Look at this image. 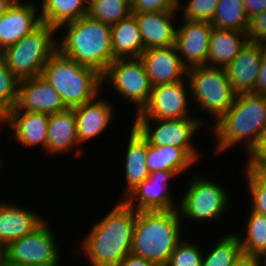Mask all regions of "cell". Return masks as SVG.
<instances>
[{
	"label": "cell",
	"mask_w": 266,
	"mask_h": 266,
	"mask_svg": "<svg viewBox=\"0 0 266 266\" xmlns=\"http://www.w3.org/2000/svg\"><path fill=\"white\" fill-rule=\"evenodd\" d=\"M215 152H224L244 143L246 153L266 131V96L254 93L236 95L232 106L212 125ZM245 140V141H244Z\"/></svg>",
	"instance_id": "3957f363"
},
{
	"label": "cell",
	"mask_w": 266,
	"mask_h": 266,
	"mask_svg": "<svg viewBox=\"0 0 266 266\" xmlns=\"http://www.w3.org/2000/svg\"><path fill=\"white\" fill-rule=\"evenodd\" d=\"M192 178L184 196L182 195V199L179 200L177 210L180 218H188V220L191 218L204 223L221 220L230 201L227 192L209 178H202L196 174Z\"/></svg>",
	"instance_id": "ba28073f"
},
{
	"label": "cell",
	"mask_w": 266,
	"mask_h": 266,
	"mask_svg": "<svg viewBox=\"0 0 266 266\" xmlns=\"http://www.w3.org/2000/svg\"><path fill=\"white\" fill-rule=\"evenodd\" d=\"M19 79L9 70L0 57V115L15 107L18 97Z\"/></svg>",
	"instance_id": "d6a6232c"
},
{
	"label": "cell",
	"mask_w": 266,
	"mask_h": 266,
	"mask_svg": "<svg viewBox=\"0 0 266 266\" xmlns=\"http://www.w3.org/2000/svg\"><path fill=\"white\" fill-rule=\"evenodd\" d=\"M118 266H156L154 263L147 261L146 259L129 253Z\"/></svg>",
	"instance_id": "b9f144b4"
},
{
	"label": "cell",
	"mask_w": 266,
	"mask_h": 266,
	"mask_svg": "<svg viewBox=\"0 0 266 266\" xmlns=\"http://www.w3.org/2000/svg\"><path fill=\"white\" fill-rule=\"evenodd\" d=\"M111 46L114 59L140 57L143 42L133 14L111 26Z\"/></svg>",
	"instance_id": "4316f807"
},
{
	"label": "cell",
	"mask_w": 266,
	"mask_h": 266,
	"mask_svg": "<svg viewBox=\"0 0 266 266\" xmlns=\"http://www.w3.org/2000/svg\"><path fill=\"white\" fill-rule=\"evenodd\" d=\"M248 170L263 186H266V165H247Z\"/></svg>",
	"instance_id": "7bdbcfd3"
},
{
	"label": "cell",
	"mask_w": 266,
	"mask_h": 266,
	"mask_svg": "<svg viewBox=\"0 0 266 266\" xmlns=\"http://www.w3.org/2000/svg\"><path fill=\"white\" fill-rule=\"evenodd\" d=\"M260 259H262L261 261V265L266 266V252L260 257Z\"/></svg>",
	"instance_id": "7dc6e473"
},
{
	"label": "cell",
	"mask_w": 266,
	"mask_h": 266,
	"mask_svg": "<svg viewBox=\"0 0 266 266\" xmlns=\"http://www.w3.org/2000/svg\"><path fill=\"white\" fill-rule=\"evenodd\" d=\"M246 234H238L243 254L261 257L266 252V216L250 208ZM243 238V239H242Z\"/></svg>",
	"instance_id": "f546056e"
},
{
	"label": "cell",
	"mask_w": 266,
	"mask_h": 266,
	"mask_svg": "<svg viewBox=\"0 0 266 266\" xmlns=\"http://www.w3.org/2000/svg\"><path fill=\"white\" fill-rule=\"evenodd\" d=\"M248 156V163L246 165H266V131L249 151Z\"/></svg>",
	"instance_id": "f35d334b"
},
{
	"label": "cell",
	"mask_w": 266,
	"mask_h": 266,
	"mask_svg": "<svg viewBox=\"0 0 266 266\" xmlns=\"http://www.w3.org/2000/svg\"><path fill=\"white\" fill-rule=\"evenodd\" d=\"M101 219L83 237L80 250L92 266H118L131 253L137 211L120 200Z\"/></svg>",
	"instance_id": "6da1fadb"
},
{
	"label": "cell",
	"mask_w": 266,
	"mask_h": 266,
	"mask_svg": "<svg viewBox=\"0 0 266 266\" xmlns=\"http://www.w3.org/2000/svg\"><path fill=\"white\" fill-rule=\"evenodd\" d=\"M0 124H2V116L0 115Z\"/></svg>",
	"instance_id": "f907efd6"
},
{
	"label": "cell",
	"mask_w": 266,
	"mask_h": 266,
	"mask_svg": "<svg viewBox=\"0 0 266 266\" xmlns=\"http://www.w3.org/2000/svg\"><path fill=\"white\" fill-rule=\"evenodd\" d=\"M41 22L57 28L63 23L78 20L88 12L85 0H42Z\"/></svg>",
	"instance_id": "83f0119b"
},
{
	"label": "cell",
	"mask_w": 266,
	"mask_h": 266,
	"mask_svg": "<svg viewBox=\"0 0 266 266\" xmlns=\"http://www.w3.org/2000/svg\"><path fill=\"white\" fill-rule=\"evenodd\" d=\"M126 146L124 173L127 187L124 190L125 194L121 200L149 176L146 166L147 140L133 125Z\"/></svg>",
	"instance_id": "d4e9b609"
},
{
	"label": "cell",
	"mask_w": 266,
	"mask_h": 266,
	"mask_svg": "<svg viewBox=\"0 0 266 266\" xmlns=\"http://www.w3.org/2000/svg\"><path fill=\"white\" fill-rule=\"evenodd\" d=\"M4 47L3 45L1 44V41H0V57L4 54Z\"/></svg>",
	"instance_id": "c3c4849f"
},
{
	"label": "cell",
	"mask_w": 266,
	"mask_h": 266,
	"mask_svg": "<svg viewBox=\"0 0 266 266\" xmlns=\"http://www.w3.org/2000/svg\"><path fill=\"white\" fill-rule=\"evenodd\" d=\"M61 28L66 33L64 32L65 35L60 38L61 41L56 40V51L59 54L78 64L92 67L101 74L115 60L110 25L86 14L78 20L59 25L56 31Z\"/></svg>",
	"instance_id": "7a4b0ae2"
},
{
	"label": "cell",
	"mask_w": 266,
	"mask_h": 266,
	"mask_svg": "<svg viewBox=\"0 0 266 266\" xmlns=\"http://www.w3.org/2000/svg\"><path fill=\"white\" fill-rule=\"evenodd\" d=\"M252 93L266 96V49L260 64V69L255 83V88L252 91Z\"/></svg>",
	"instance_id": "ab89813d"
},
{
	"label": "cell",
	"mask_w": 266,
	"mask_h": 266,
	"mask_svg": "<svg viewBox=\"0 0 266 266\" xmlns=\"http://www.w3.org/2000/svg\"><path fill=\"white\" fill-rule=\"evenodd\" d=\"M196 150L199 149L152 145L147 141V170L149 174L164 170L177 172L180 175L198 161L200 155Z\"/></svg>",
	"instance_id": "603a6c76"
},
{
	"label": "cell",
	"mask_w": 266,
	"mask_h": 266,
	"mask_svg": "<svg viewBox=\"0 0 266 266\" xmlns=\"http://www.w3.org/2000/svg\"><path fill=\"white\" fill-rule=\"evenodd\" d=\"M77 121L74 109L49 114L46 152L64 154L78 146Z\"/></svg>",
	"instance_id": "cb8c5ba5"
},
{
	"label": "cell",
	"mask_w": 266,
	"mask_h": 266,
	"mask_svg": "<svg viewBox=\"0 0 266 266\" xmlns=\"http://www.w3.org/2000/svg\"><path fill=\"white\" fill-rule=\"evenodd\" d=\"M244 174L251 197L250 207L266 216V186H263L248 170H245Z\"/></svg>",
	"instance_id": "d590c367"
},
{
	"label": "cell",
	"mask_w": 266,
	"mask_h": 266,
	"mask_svg": "<svg viewBox=\"0 0 266 266\" xmlns=\"http://www.w3.org/2000/svg\"><path fill=\"white\" fill-rule=\"evenodd\" d=\"M184 82H187L186 86ZM186 90L191 92L187 78L171 84L152 86L147 105L140 113L136 114L135 119L169 120L191 117L189 110L191 106H189L190 101H188L191 96Z\"/></svg>",
	"instance_id": "7c38bea8"
},
{
	"label": "cell",
	"mask_w": 266,
	"mask_h": 266,
	"mask_svg": "<svg viewBox=\"0 0 266 266\" xmlns=\"http://www.w3.org/2000/svg\"><path fill=\"white\" fill-rule=\"evenodd\" d=\"M210 24L216 29L247 32L249 19L244 0H219Z\"/></svg>",
	"instance_id": "f1b7e54d"
},
{
	"label": "cell",
	"mask_w": 266,
	"mask_h": 266,
	"mask_svg": "<svg viewBox=\"0 0 266 266\" xmlns=\"http://www.w3.org/2000/svg\"><path fill=\"white\" fill-rule=\"evenodd\" d=\"M244 7L247 18L250 19L266 9V0H244Z\"/></svg>",
	"instance_id": "60d3db41"
},
{
	"label": "cell",
	"mask_w": 266,
	"mask_h": 266,
	"mask_svg": "<svg viewBox=\"0 0 266 266\" xmlns=\"http://www.w3.org/2000/svg\"><path fill=\"white\" fill-rule=\"evenodd\" d=\"M248 41L245 32L213 27L209 40L207 66L225 69Z\"/></svg>",
	"instance_id": "484cf974"
},
{
	"label": "cell",
	"mask_w": 266,
	"mask_h": 266,
	"mask_svg": "<svg viewBox=\"0 0 266 266\" xmlns=\"http://www.w3.org/2000/svg\"><path fill=\"white\" fill-rule=\"evenodd\" d=\"M93 0H85L87 4H90Z\"/></svg>",
	"instance_id": "681fc988"
},
{
	"label": "cell",
	"mask_w": 266,
	"mask_h": 266,
	"mask_svg": "<svg viewBox=\"0 0 266 266\" xmlns=\"http://www.w3.org/2000/svg\"><path fill=\"white\" fill-rule=\"evenodd\" d=\"M191 100L216 122L234 103L233 91L224 68L197 66L187 70Z\"/></svg>",
	"instance_id": "52a82bcc"
},
{
	"label": "cell",
	"mask_w": 266,
	"mask_h": 266,
	"mask_svg": "<svg viewBox=\"0 0 266 266\" xmlns=\"http://www.w3.org/2000/svg\"><path fill=\"white\" fill-rule=\"evenodd\" d=\"M219 0H188L186 5L180 4L183 18L191 21L211 22Z\"/></svg>",
	"instance_id": "e575fe53"
},
{
	"label": "cell",
	"mask_w": 266,
	"mask_h": 266,
	"mask_svg": "<svg viewBox=\"0 0 266 266\" xmlns=\"http://www.w3.org/2000/svg\"><path fill=\"white\" fill-rule=\"evenodd\" d=\"M16 0H0V17L5 14Z\"/></svg>",
	"instance_id": "f6af8a7d"
},
{
	"label": "cell",
	"mask_w": 266,
	"mask_h": 266,
	"mask_svg": "<svg viewBox=\"0 0 266 266\" xmlns=\"http://www.w3.org/2000/svg\"><path fill=\"white\" fill-rule=\"evenodd\" d=\"M179 174L173 171H155L132 190L123 201L136 211H157L177 209L173 202L171 191H168V181Z\"/></svg>",
	"instance_id": "4fadbf2b"
},
{
	"label": "cell",
	"mask_w": 266,
	"mask_h": 266,
	"mask_svg": "<svg viewBox=\"0 0 266 266\" xmlns=\"http://www.w3.org/2000/svg\"><path fill=\"white\" fill-rule=\"evenodd\" d=\"M182 22L176 28L175 46L183 65L187 69L207 65L213 26L207 21L183 19Z\"/></svg>",
	"instance_id": "5bb4252c"
},
{
	"label": "cell",
	"mask_w": 266,
	"mask_h": 266,
	"mask_svg": "<svg viewBox=\"0 0 266 266\" xmlns=\"http://www.w3.org/2000/svg\"><path fill=\"white\" fill-rule=\"evenodd\" d=\"M0 266H33V265L17 264L14 262H9L1 255Z\"/></svg>",
	"instance_id": "bcb514c9"
},
{
	"label": "cell",
	"mask_w": 266,
	"mask_h": 266,
	"mask_svg": "<svg viewBox=\"0 0 266 266\" xmlns=\"http://www.w3.org/2000/svg\"><path fill=\"white\" fill-rule=\"evenodd\" d=\"M200 249L197 244L181 240L165 266H201L204 252Z\"/></svg>",
	"instance_id": "836d02e7"
},
{
	"label": "cell",
	"mask_w": 266,
	"mask_h": 266,
	"mask_svg": "<svg viewBox=\"0 0 266 266\" xmlns=\"http://www.w3.org/2000/svg\"><path fill=\"white\" fill-rule=\"evenodd\" d=\"M62 97L69 109L81 106L100 95L102 74L78 64L57 51L48 59L40 75Z\"/></svg>",
	"instance_id": "5b68a950"
},
{
	"label": "cell",
	"mask_w": 266,
	"mask_h": 266,
	"mask_svg": "<svg viewBox=\"0 0 266 266\" xmlns=\"http://www.w3.org/2000/svg\"><path fill=\"white\" fill-rule=\"evenodd\" d=\"M246 34L250 42L266 44V9L249 19Z\"/></svg>",
	"instance_id": "74e56055"
},
{
	"label": "cell",
	"mask_w": 266,
	"mask_h": 266,
	"mask_svg": "<svg viewBox=\"0 0 266 266\" xmlns=\"http://www.w3.org/2000/svg\"><path fill=\"white\" fill-rule=\"evenodd\" d=\"M15 108L26 112L55 114L67 110L60 94L41 76L19 81Z\"/></svg>",
	"instance_id": "9a60e30c"
},
{
	"label": "cell",
	"mask_w": 266,
	"mask_h": 266,
	"mask_svg": "<svg viewBox=\"0 0 266 266\" xmlns=\"http://www.w3.org/2000/svg\"><path fill=\"white\" fill-rule=\"evenodd\" d=\"M176 11L132 13L142 36L143 51L175 44L176 25L173 17Z\"/></svg>",
	"instance_id": "ffe728a7"
},
{
	"label": "cell",
	"mask_w": 266,
	"mask_h": 266,
	"mask_svg": "<svg viewBox=\"0 0 266 266\" xmlns=\"http://www.w3.org/2000/svg\"><path fill=\"white\" fill-rule=\"evenodd\" d=\"M261 262L260 257L242 254L233 266H262Z\"/></svg>",
	"instance_id": "ee69618b"
},
{
	"label": "cell",
	"mask_w": 266,
	"mask_h": 266,
	"mask_svg": "<svg viewBox=\"0 0 266 266\" xmlns=\"http://www.w3.org/2000/svg\"><path fill=\"white\" fill-rule=\"evenodd\" d=\"M180 221L177 209L137 211L131 253L156 266H165L182 240L184 226Z\"/></svg>",
	"instance_id": "277c9868"
},
{
	"label": "cell",
	"mask_w": 266,
	"mask_h": 266,
	"mask_svg": "<svg viewBox=\"0 0 266 266\" xmlns=\"http://www.w3.org/2000/svg\"><path fill=\"white\" fill-rule=\"evenodd\" d=\"M265 49L266 44L248 41L225 68L237 95L252 93L254 90Z\"/></svg>",
	"instance_id": "ac0fdd59"
},
{
	"label": "cell",
	"mask_w": 266,
	"mask_h": 266,
	"mask_svg": "<svg viewBox=\"0 0 266 266\" xmlns=\"http://www.w3.org/2000/svg\"><path fill=\"white\" fill-rule=\"evenodd\" d=\"M87 14L110 26L132 14L129 0H93L88 4Z\"/></svg>",
	"instance_id": "1f68e13d"
},
{
	"label": "cell",
	"mask_w": 266,
	"mask_h": 266,
	"mask_svg": "<svg viewBox=\"0 0 266 266\" xmlns=\"http://www.w3.org/2000/svg\"><path fill=\"white\" fill-rule=\"evenodd\" d=\"M179 0H132V13L180 11Z\"/></svg>",
	"instance_id": "8d00e7d4"
},
{
	"label": "cell",
	"mask_w": 266,
	"mask_h": 266,
	"mask_svg": "<svg viewBox=\"0 0 266 266\" xmlns=\"http://www.w3.org/2000/svg\"><path fill=\"white\" fill-rule=\"evenodd\" d=\"M23 3L16 0L0 17V41L4 49L14 45L41 23L38 6L31 2Z\"/></svg>",
	"instance_id": "d6986e66"
},
{
	"label": "cell",
	"mask_w": 266,
	"mask_h": 266,
	"mask_svg": "<svg viewBox=\"0 0 266 266\" xmlns=\"http://www.w3.org/2000/svg\"><path fill=\"white\" fill-rule=\"evenodd\" d=\"M110 82L119 95L137 107L136 114L147 105L152 85L140 58H117L102 74V83Z\"/></svg>",
	"instance_id": "9c48e42d"
},
{
	"label": "cell",
	"mask_w": 266,
	"mask_h": 266,
	"mask_svg": "<svg viewBox=\"0 0 266 266\" xmlns=\"http://www.w3.org/2000/svg\"><path fill=\"white\" fill-rule=\"evenodd\" d=\"M45 221L32 233L9 243L2 256L9 262L33 266H59L60 250L54 231Z\"/></svg>",
	"instance_id": "30bf717a"
},
{
	"label": "cell",
	"mask_w": 266,
	"mask_h": 266,
	"mask_svg": "<svg viewBox=\"0 0 266 266\" xmlns=\"http://www.w3.org/2000/svg\"><path fill=\"white\" fill-rule=\"evenodd\" d=\"M44 219V220H43ZM45 218L29 209L11 203L0 202V249L9 243L32 233Z\"/></svg>",
	"instance_id": "44dd1931"
},
{
	"label": "cell",
	"mask_w": 266,
	"mask_h": 266,
	"mask_svg": "<svg viewBox=\"0 0 266 266\" xmlns=\"http://www.w3.org/2000/svg\"><path fill=\"white\" fill-rule=\"evenodd\" d=\"M213 244L209 253L203 255L201 266H233L243 254L237 233H228Z\"/></svg>",
	"instance_id": "4dcf8cb0"
},
{
	"label": "cell",
	"mask_w": 266,
	"mask_h": 266,
	"mask_svg": "<svg viewBox=\"0 0 266 266\" xmlns=\"http://www.w3.org/2000/svg\"><path fill=\"white\" fill-rule=\"evenodd\" d=\"M49 114L9 109L2 116L5 129H10L18 143L25 147L40 145L46 151Z\"/></svg>",
	"instance_id": "e0dca14e"
},
{
	"label": "cell",
	"mask_w": 266,
	"mask_h": 266,
	"mask_svg": "<svg viewBox=\"0 0 266 266\" xmlns=\"http://www.w3.org/2000/svg\"><path fill=\"white\" fill-rule=\"evenodd\" d=\"M152 86L171 84L187 78L175 44L144 50L140 57Z\"/></svg>",
	"instance_id": "2e32d148"
},
{
	"label": "cell",
	"mask_w": 266,
	"mask_h": 266,
	"mask_svg": "<svg viewBox=\"0 0 266 266\" xmlns=\"http://www.w3.org/2000/svg\"><path fill=\"white\" fill-rule=\"evenodd\" d=\"M97 95L94 99L75 107L77 135L80 145L100 135L111 124L113 104ZM82 143V144H81Z\"/></svg>",
	"instance_id": "7402d4cb"
},
{
	"label": "cell",
	"mask_w": 266,
	"mask_h": 266,
	"mask_svg": "<svg viewBox=\"0 0 266 266\" xmlns=\"http://www.w3.org/2000/svg\"><path fill=\"white\" fill-rule=\"evenodd\" d=\"M56 28L41 22L1 56L9 70L19 79L41 75L48 59L56 52Z\"/></svg>",
	"instance_id": "8992f818"
},
{
	"label": "cell",
	"mask_w": 266,
	"mask_h": 266,
	"mask_svg": "<svg viewBox=\"0 0 266 266\" xmlns=\"http://www.w3.org/2000/svg\"><path fill=\"white\" fill-rule=\"evenodd\" d=\"M198 116L185 117L179 119H134L133 126L152 145L176 146L180 148H196L191 142L195 132L200 129L203 119ZM154 121L156 125L151 126ZM152 127V128H151ZM155 127V128H154Z\"/></svg>",
	"instance_id": "8fae6325"
}]
</instances>
